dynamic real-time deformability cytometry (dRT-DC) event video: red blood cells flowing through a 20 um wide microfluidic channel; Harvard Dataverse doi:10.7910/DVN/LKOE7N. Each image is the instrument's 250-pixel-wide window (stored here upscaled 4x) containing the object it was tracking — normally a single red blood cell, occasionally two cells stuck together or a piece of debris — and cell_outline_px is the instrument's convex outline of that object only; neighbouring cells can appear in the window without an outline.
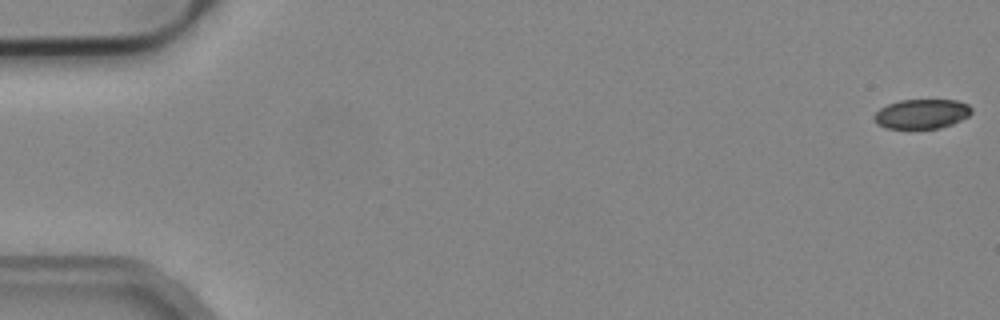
{"species": "common noctule bat (a hibernating species)", "species_latin": "Nyctalus noctula", "temperature_condition": "cold", "stored_images_in_passage": 54, "camera_frame_rate_fps": 3000, "um_per_image_px": 0.085, "animal": {"sex": "male", "body_mass_g": 19.2, "forearm_length_mm": 51.8}, "frame": {"image": 1, "passage_image": 1, "time_ms": 0.0, "image_size_px": [1000, 320], "cell_outline_px": [[972, 112], [968, 116], [952, 124], [940, 128], [888, 128], [876, 124], [872, 116], [880, 108], [888, 104], [900, 100], [956, 100], [968, 104], [972, 108]], "centroid_in_image_um": [78.34, 9.68], "position_along_channel_um": 6.7, "area_um2": 16.76}}
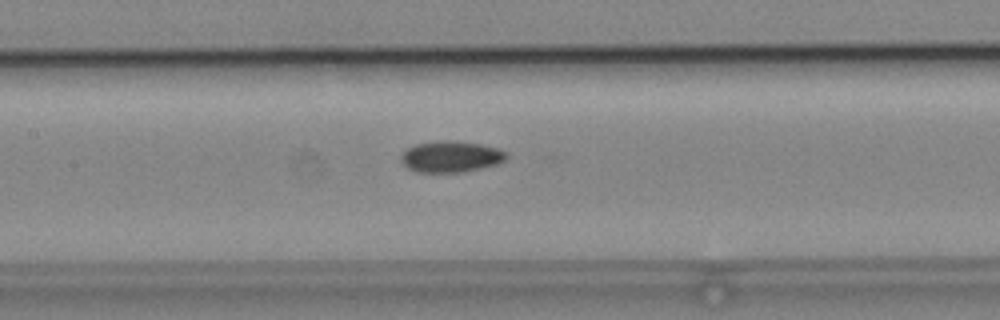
{"frame": {"image": 2, "passage_image": 26, "time_ms": 8.333, "image_size_px": [1000, 320], "cell_outline_px": [[508, 156], [504, 160], [496, 164], [464, 172], [416, 172], [400, 164], [400, 156], [408, 148], [416, 144], [436, 140], [448, 140], [480, 144], [500, 148], [508, 152]], "centroid_in_image_um": [38.31, 13.31], "position_along_channel_um": 169.1, "area_um2": 19.36}}
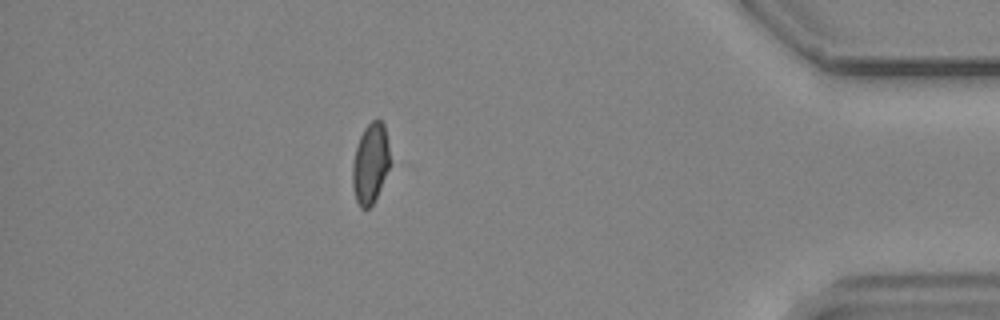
{"frame": {"image": 3, "passage_image": 48, "time_ms": 15.667, "image_size_px": [1000, 320], "cell_outline_px": [[392, 164], [372, 204], [368, 208], [360, 208], [356, 200], [352, 184], [352, 164], [356, 148], [360, 136], [364, 128], [372, 120], [380, 120], [384, 124]], "centroid_in_image_um": [31.5, 13.88], "position_along_channel_um": 403.7, "area_um2": 17.63}}